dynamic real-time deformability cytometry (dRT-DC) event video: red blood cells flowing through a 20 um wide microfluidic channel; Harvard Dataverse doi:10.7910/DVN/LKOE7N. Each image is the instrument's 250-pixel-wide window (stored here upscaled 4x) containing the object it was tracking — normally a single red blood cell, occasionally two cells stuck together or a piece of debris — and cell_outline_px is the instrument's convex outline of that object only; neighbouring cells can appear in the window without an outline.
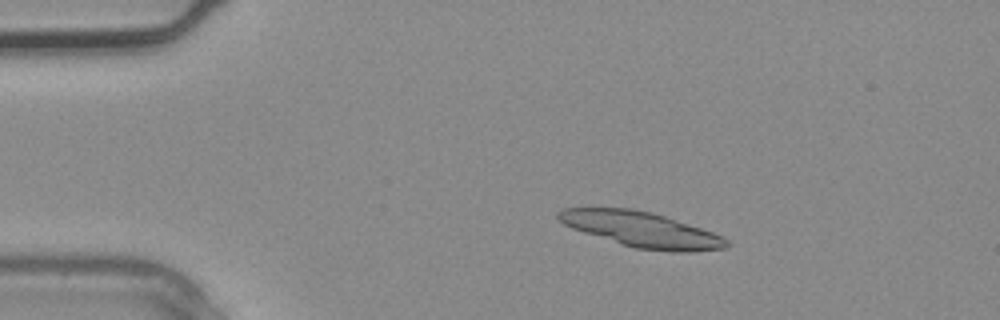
{"species": "common noctule bat (a hibernating species)", "species_latin": "Nyctalus noctula", "temperature_condition": "warm", "stored_images_in_passage": 3, "camera_frame_rate_fps": 3000, "um_per_image_px": 0.085, "animal": {"sex": "male", "body_mass_g": 20.4}, "frame": {"image": 1, "passage_image": 1, "time_ms": 0.0, "image_size_px": [1000, 320], "cell_outline_px": [[732, 244], [728, 248], [696, 252], [676, 252], [636, 248], [620, 244], [572, 228], [564, 224], [556, 216], [556, 212], [564, 208], [632, 208], [664, 216], [724, 236]], "centroid_in_image_um": [54.57, 19.52], "position_along_channel_um": 30.4, "area_um2": 34.45}}